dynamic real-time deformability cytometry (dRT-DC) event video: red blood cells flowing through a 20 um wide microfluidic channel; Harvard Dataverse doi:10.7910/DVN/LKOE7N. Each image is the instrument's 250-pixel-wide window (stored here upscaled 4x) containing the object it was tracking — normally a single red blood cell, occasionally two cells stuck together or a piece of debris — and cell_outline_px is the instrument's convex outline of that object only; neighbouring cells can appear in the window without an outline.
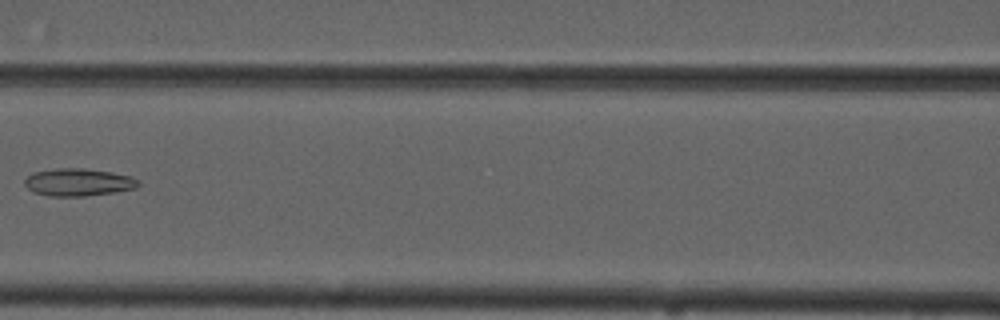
{"species": "common noctule bat (a hibernating species)", "species_latin": "Nyctalus noctula", "temperature_condition": "cold", "stored_images_in_passage": 7, "camera_frame_rate_fps": 3000, "um_per_image_px": 0.085, "animal": {"sex": "male", "forearm_length_mm": 52.5}, "frame": {"image": 1, "passage_image": 6, "time_ms": 7.667, "image_size_px": [1000, 320], "cell_outline_px": [[140, 184], [136, 188], [116, 192], [84, 196], [48, 196], [32, 192], [24, 184], [24, 180], [32, 172], [56, 168], [84, 168], [112, 172], [132, 176], [140, 180]], "centroid_in_image_um": [6.67, 15.49], "position_along_channel_um": 159.9, "area_um2": 18.5}}
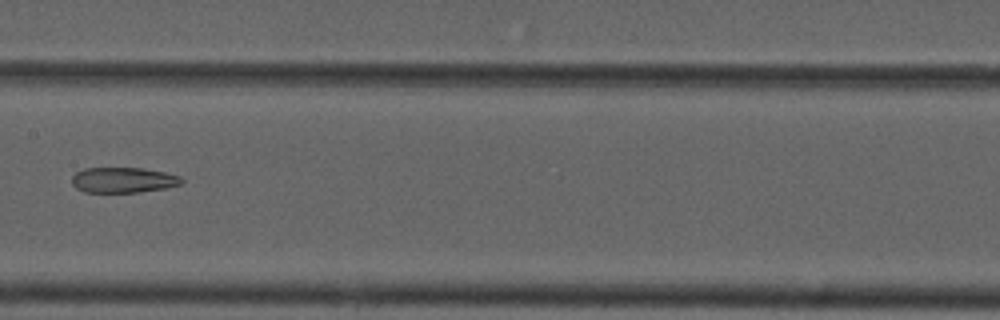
{"frame": {"image": 2, "passage_image": 7, "time_ms": 8.667, "image_size_px": [1000, 320], "cell_outline_px": [[184, 180], [180, 184], [168, 188], [136, 192], [84, 192], [76, 188], [72, 184], [72, 176], [76, 172], [84, 168], [144, 168], [164, 172], [180, 176]], "centroid_in_image_um": [10.47, 15.3], "position_along_channel_um": 196.9, "area_um2": 16.3}}